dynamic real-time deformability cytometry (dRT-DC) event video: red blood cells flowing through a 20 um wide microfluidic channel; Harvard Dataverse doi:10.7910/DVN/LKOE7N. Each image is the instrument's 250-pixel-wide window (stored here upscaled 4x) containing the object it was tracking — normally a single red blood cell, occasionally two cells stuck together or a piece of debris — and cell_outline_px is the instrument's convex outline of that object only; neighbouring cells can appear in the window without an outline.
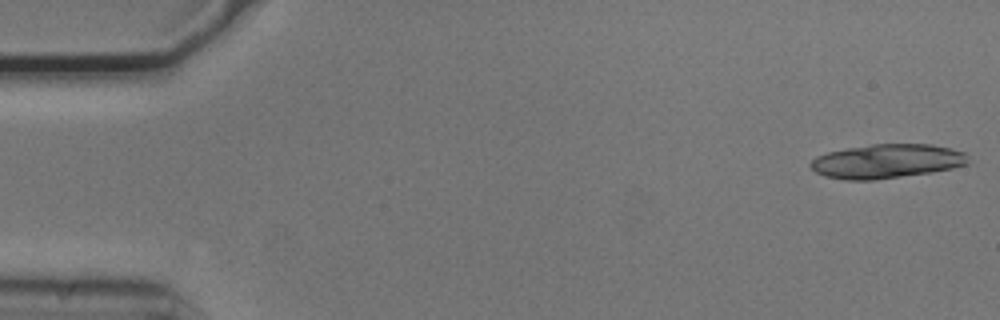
{"species": "common noctule bat (a hibernating species)", "species_latin": "Nyctalus noctula", "temperature_condition": "cold", "stored_images_in_passage": 16, "camera_frame_rate_fps": 3000, "um_per_image_px": 0.085, "animal": {"sex": "male", "body_mass_g": 20.5, "forearm_length_mm": 52.5}, "frame": {"image": 1, "passage_image": 1, "time_ms": 0.0, "image_size_px": [1000, 320], "cell_outline_px": [[968, 164], [952, 168], [932, 172], [872, 180], [844, 180], [824, 176], [816, 172], [808, 164], [816, 156], [828, 152], [848, 148], [872, 144], [932, 144], [964, 152], [968, 156]], "centroid_in_image_um": [75.36, 13.7], "position_along_channel_um": 9.6, "area_um2": 31.27}}